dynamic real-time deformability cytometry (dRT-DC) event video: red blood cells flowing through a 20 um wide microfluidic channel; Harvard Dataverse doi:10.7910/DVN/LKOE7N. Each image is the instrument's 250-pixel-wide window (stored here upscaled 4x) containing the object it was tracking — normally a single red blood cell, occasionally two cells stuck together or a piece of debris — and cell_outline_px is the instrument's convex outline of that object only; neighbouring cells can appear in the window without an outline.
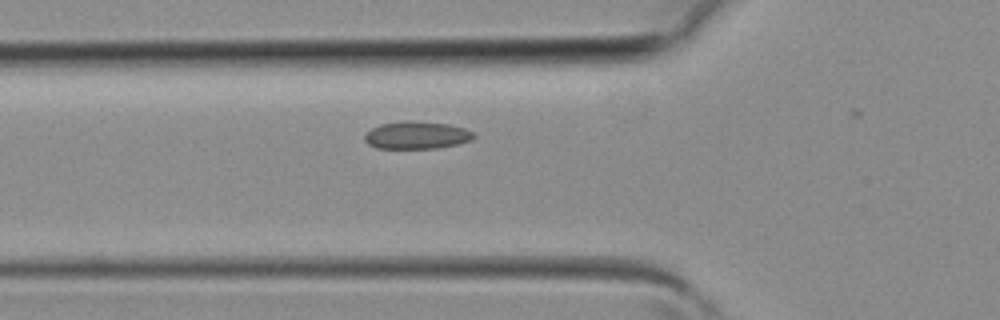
{"species": "common noctule bat (a hibernating species)", "species_latin": "Nyctalus noctula", "temperature_condition": "room temperature", "stored_images_in_passage": 3, "camera_frame_rate_fps": 3000, "um_per_image_px": 0.085, "animal": {"sex": "female", "body_mass_g": 19.3, "forearm_length_mm": 54.1}, "frame": {"image": 1, "passage_image": 2, "time_ms": 0.333, "image_size_px": [1000, 320], "cell_outline_px": [[476, 136], [472, 140], [456, 144], [436, 148], [376, 148], [368, 144], [364, 140], [364, 136], [372, 128], [380, 124], [448, 124], [464, 128], [476, 132]], "centroid_in_image_um": [35.46, 11.55], "position_along_channel_um": 90.3, "area_um2": 16.53}}